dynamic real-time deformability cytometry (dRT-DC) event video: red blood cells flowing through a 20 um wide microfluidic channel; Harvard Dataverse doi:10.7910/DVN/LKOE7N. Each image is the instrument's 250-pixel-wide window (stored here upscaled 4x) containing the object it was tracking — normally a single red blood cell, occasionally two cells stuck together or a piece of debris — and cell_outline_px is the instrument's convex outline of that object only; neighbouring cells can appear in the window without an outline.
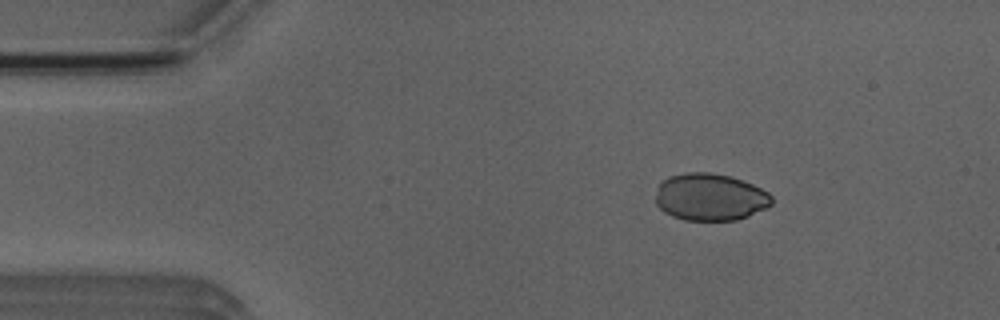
{"species": "Egyptian fruit bat (a non-hibernating species)", "species_latin": "Rousettus aegyptiacus", "temperature_condition": "room temperature", "stored_images_in_passage": 5, "camera_frame_rate_fps": 3000, "um_per_image_px": 0.085, "animal": {"sex": "male"}, "frame": {"image": 1, "passage_image": 3, "time_ms": 2.333, "image_size_px": [1000, 320], "cell_outline_px": [[772, 204], [748, 216], [736, 220], [684, 220], [672, 216], [664, 212], [656, 204], [656, 196], [660, 180], [668, 176], [684, 172], [712, 172], [732, 176], [752, 184], [768, 192], [772, 196]], "centroid_in_image_um": [60.33, 16.73], "position_along_channel_um": 24.7, "area_um2": 32.14}}